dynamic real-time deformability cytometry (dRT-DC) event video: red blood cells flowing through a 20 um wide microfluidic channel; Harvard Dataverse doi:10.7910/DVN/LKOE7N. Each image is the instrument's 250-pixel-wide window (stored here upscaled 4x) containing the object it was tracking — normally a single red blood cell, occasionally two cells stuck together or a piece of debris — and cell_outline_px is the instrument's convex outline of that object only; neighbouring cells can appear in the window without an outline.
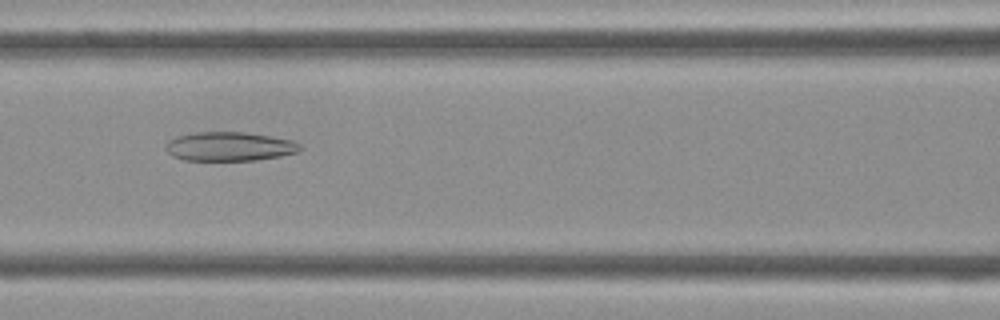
{"species": "Egyptian fruit bat (a non-hibernating species)", "species_latin": "Rousettus aegyptiacus", "temperature_condition": "cold", "stored_images_in_passage": 44, "camera_frame_rate_fps": 3000, "um_per_image_px": 0.085, "frame": {"image": 1, "passage_image": 19, "time_ms": 6.0, "image_size_px": [1000, 320], "cell_outline_px": [[300, 148], [296, 152], [280, 156], [256, 160], [184, 160], [172, 156], [164, 148], [168, 140], [176, 136], [196, 132], [244, 132], [292, 140], [300, 144]], "centroid_in_image_um": [19.45, 12.45], "position_along_channel_um": 147.2, "area_um2": 22.6}}
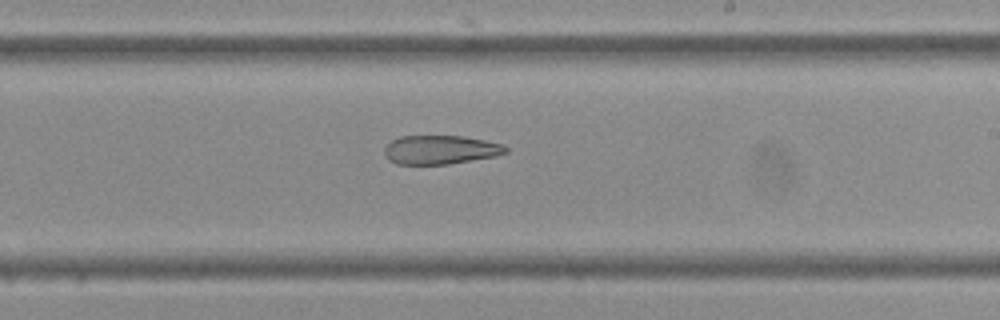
{"frame": {"image": 2, "passage_image": 26, "time_ms": 8.333, "image_size_px": [1000, 320], "cell_outline_px": [[508, 152], [496, 156], [448, 164], [396, 164], [388, 160], [384, 156], [384, 148], [392, 140], [400, 136], [464, 136], [504, 144], [508, 148]], "centroid_in_image_um": [37.43, 12.73], "position_along_channel_um": 251.6, "area_um2": 20.52}}
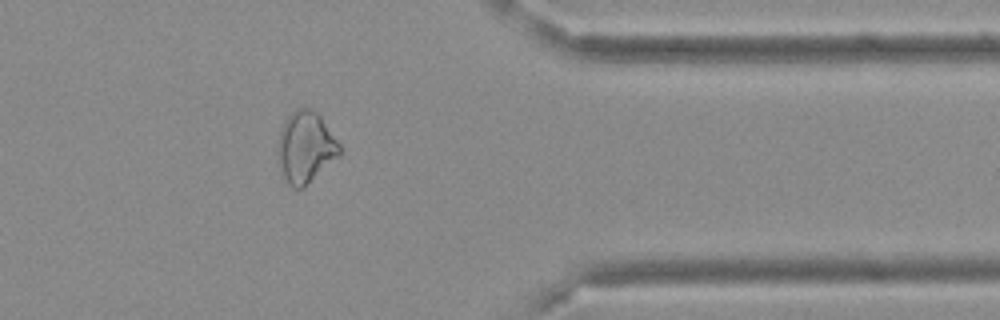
{"frame": {"image": 3, "passage_image": 36, "time_ms": 11.667, "image_size_px": [1000, 320], "cell_outline_px": [[340, 156], [304, 188], [296, 188], [288, 184], [280, 172], [276, 160], [276, 144], [284, 120], [296, 108], [308, 108], [316, 112], [320, 116], [340, 144]], "centroid_in_image_um": [25.93, 12.55], "position_along_channel_um": 385.5, "area_um2": 26.13}}